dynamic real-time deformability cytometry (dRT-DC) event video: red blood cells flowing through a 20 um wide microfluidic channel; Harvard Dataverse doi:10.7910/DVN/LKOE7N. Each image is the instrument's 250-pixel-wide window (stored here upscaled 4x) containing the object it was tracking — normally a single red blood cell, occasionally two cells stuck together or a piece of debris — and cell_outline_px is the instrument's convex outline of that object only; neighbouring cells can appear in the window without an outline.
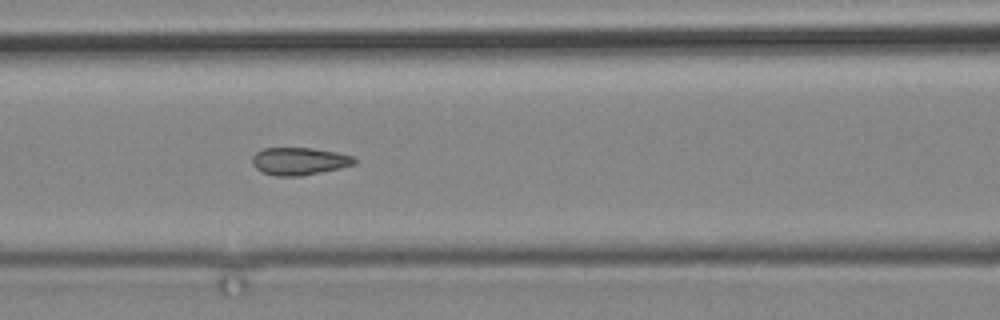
{"species": "common noctule bat (a hibernating species)", "species_latin": "Nyctalus noctula", "temperature_condition": "cold", "stored_images_in_passage": 14, "camera_frame_rate_fps": 3000, "um_per_image_px": 0.085, "animal": {"sex": "male", "body_mass_g": 19.2, "forearm_length_mm": 51.8}, "frame": {"image": 1, "passage_image": 12, "time_ms": 13.667, "image_size_px": [1000, 320], "cell_outline_px": [[356, 164], [340, 168], [300, 176], [276, 176], [264, 172], [256, 168], [252, 164], [252, 156], [256, 152], [264, 148], [312, 148], [336, 152], [352, 156], [356, 160]], "centroid_in_image_um": [25.43, 13.7], "position_along_channel_um": 141.2, "area_um2": 16.3}}
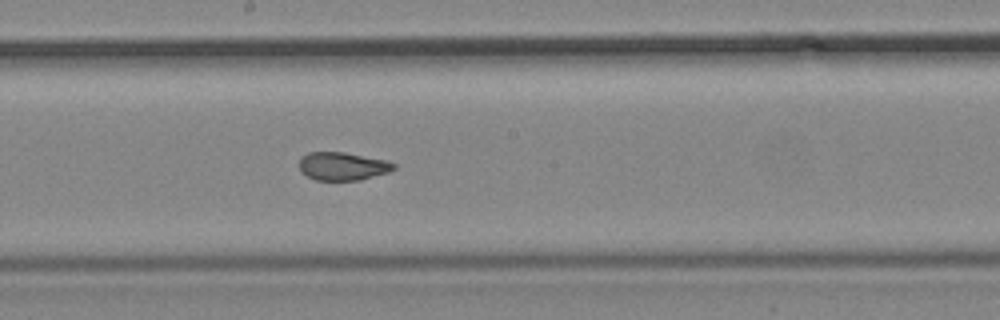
{"frame": {"image": 2, "passage_image": 14, "time_ms": 16.0, "image_size_px": [1000, 320], "cell_outline_px": [[396, 168], [388, 172], [360, 180], [316, 180], [300, 172], [300, 156], [308, 152], [344, 152], [388, 160], [396, 164]], "centroid_in_image_um": [29.13, 14.12], "position_along_channel_um": 219.1, "area_um2": 15.61}}